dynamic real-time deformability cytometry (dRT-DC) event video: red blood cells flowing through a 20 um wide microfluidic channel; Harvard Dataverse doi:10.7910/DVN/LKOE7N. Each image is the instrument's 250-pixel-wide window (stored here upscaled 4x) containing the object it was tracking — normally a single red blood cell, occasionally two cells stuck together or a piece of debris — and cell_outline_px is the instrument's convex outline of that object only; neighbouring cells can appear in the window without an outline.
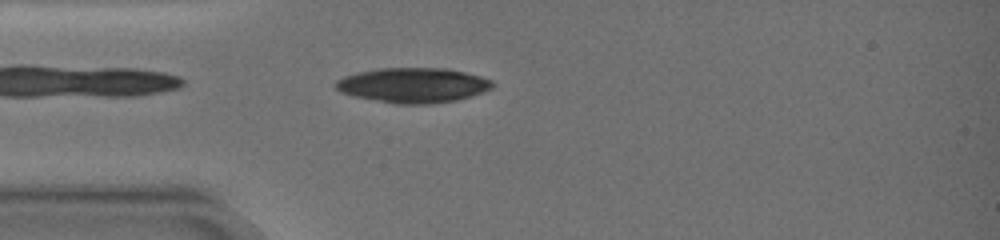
{"species": "common noctule bat (a hibernating species)", "species_latin": "Nyctalus noctula", "temperature_condition": "warm", "stored_images_in_passage": 4, "camera_frame_rate_fps": 3000, "um_per_image_px": 0.085, "animal": {"sex": "female", "body_mass_g": 19.0, "forearm_length_mm": 51.5}, "frame": {"image": 1, "passage_image": 2, "time_ms": 0.667, "image_size_px": [1000, 240], "cell_outline_px": [[492, 88], [484, 92], [472, 96], [456, 100], [432, 104], [396, 104], [352, 96], [340, 92], [332, 84], [336, 80], [344, 76], [356, 72], [380, 68], [444, 68], [464, 72], [480, 76], [492, 80]], "centroid_in_image_um": [35.07, 7.25], "position_along_channel_um": 49.9, "area_um2": 32.14}}